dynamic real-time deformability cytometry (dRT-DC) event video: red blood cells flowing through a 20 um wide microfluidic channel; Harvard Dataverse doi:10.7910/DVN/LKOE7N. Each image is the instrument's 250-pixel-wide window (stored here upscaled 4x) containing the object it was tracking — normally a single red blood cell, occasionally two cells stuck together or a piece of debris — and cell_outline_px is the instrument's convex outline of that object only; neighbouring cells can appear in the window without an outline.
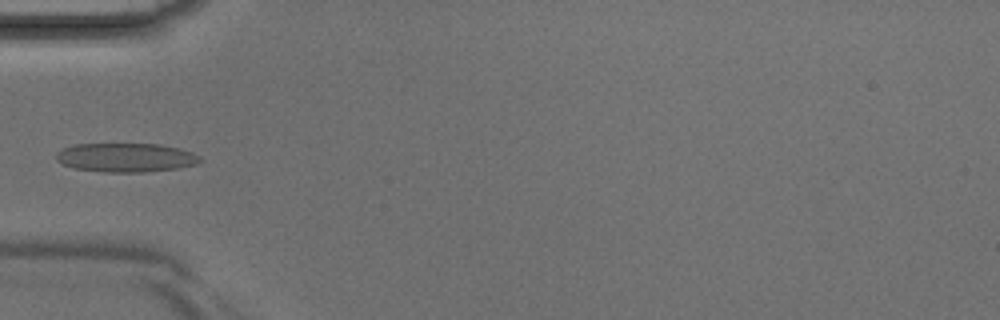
{"species": "Egyptian fruit bat (a non-hibernating species)", "species_latin": "Rousettus aegyptiacus", "temperature_condition": "room temperature", "stored_images_in_passage": 3, "camera_frame_rate_fps": 3000, "um_per_image_px": 0.085, "animal": {"sex": "male"}, "frame": {"image": 1, "passage_image": 3, "time_ms": 0.667, "image_size_px": [1000, 320], "cell_outline_px": [[204, 160], [196, 164], [180, 168], [144, 172], [104, 172], [72, 168], [56, 160], [56, 152], [64, 148], [76, 144], [160, 144], [180, 148], [192, 152], [200, 156]], "centroid_in_image_um": [10.73, 13.39], "position_along_channel_um": 74.3, "area_um2": 24.45}}